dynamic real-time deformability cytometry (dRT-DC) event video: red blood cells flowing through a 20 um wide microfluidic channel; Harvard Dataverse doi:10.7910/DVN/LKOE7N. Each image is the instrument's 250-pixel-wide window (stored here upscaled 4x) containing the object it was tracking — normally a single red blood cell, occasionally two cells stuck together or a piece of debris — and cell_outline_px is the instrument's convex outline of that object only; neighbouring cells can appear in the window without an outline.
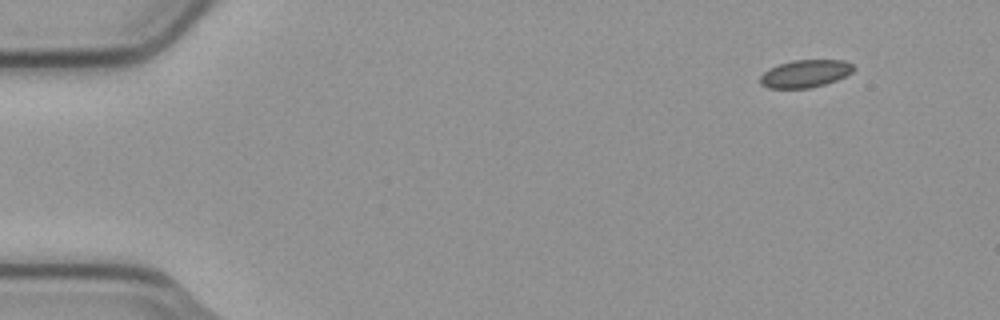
{"species": "common noctule bat (a hibernating species)", "species_latin": "Nyctalus noctula", "temperature_condition": "cold", "stored_images_in_passage": 4, "camera_frame_rate_fps": 3000, "um_per_image_px": 0.085, "animal": {"sex": "male", "body_mass_g": 23.1, "forearm_length_mm": 52.7}, "frame": {"image": 1, "passage_image": 1, "time_ms": 0.0, "image_size_px": [1000, 320], "cell_outline_px": [[856, 68], [852, 72], [836, 80], [824, 84], [808, 88], [768, 88], [760, 84], [760, 76], [768, 68], [776, 64], [792, 60], [844, 60], [852, 64]], "centroid_in_image_um": [68.41, 6.25], "position_along_channel_um": 16.6, "area_um2": 15.09}}
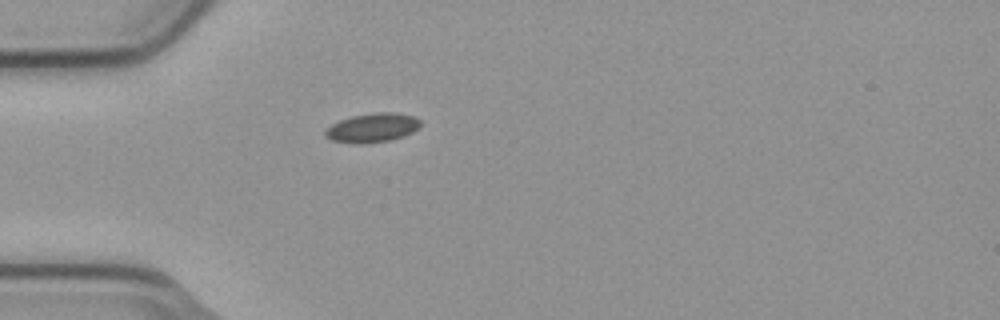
{"frame": {"image": 2, "passage_image": 4, "time_ms": 1.0, "image_size_px": [1000, 320], "cell_outline_px": [[420, 124], [412, 132], [404, 136], [388, 140], [360, 144], [332, 140], [324, 136], [324, 132], [332, 124], [340, 120], [352, 116], [372, 112], [396, 112], [416, 116], [420, 120]], "centroid_in_image_um": [31.66, 10.84], "position_along_channel_um": 53.3, "area_um2": 16.07}}